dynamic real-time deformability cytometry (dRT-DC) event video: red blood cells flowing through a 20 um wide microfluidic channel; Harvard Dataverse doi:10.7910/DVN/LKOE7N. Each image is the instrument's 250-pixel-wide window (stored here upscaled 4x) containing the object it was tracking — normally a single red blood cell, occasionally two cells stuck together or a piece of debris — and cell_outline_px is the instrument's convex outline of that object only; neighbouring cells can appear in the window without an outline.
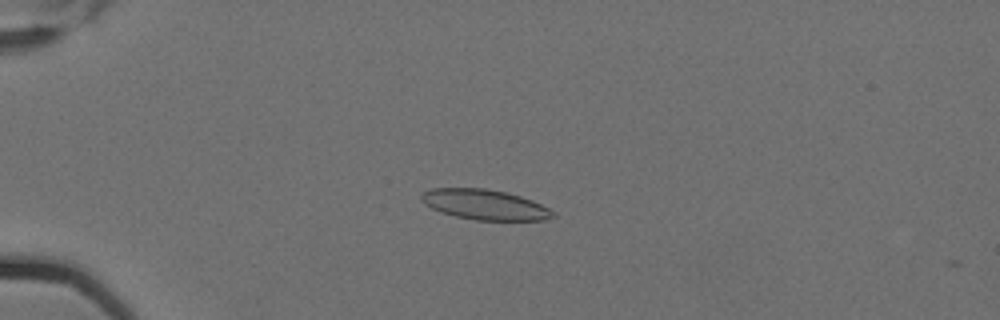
{"species": "Egyptian fruit bat (a non-hibernating species)", "species_latin": "Rousettus aegyptiacus", "temperature_condition": "cold", "stored_images_in_passage": 6, "camera_frame_rate_fps": 3000, "um_per_image_px": 0.085, "animal": {"sex": "female"}, "frame": {"image": 1, "passage_image": 5, "time_ms": 1.333, "image_size_px": [1000, 320], "cell_outline_px": [[556, 216], [544, 220], [476, 220], [456, 216], [440, 212], [424, 204], [420, 196], [424, 192], [432, 188], [484, 188], [504, 192], [520, 196], [532, 200], [556, 212]], "centroid_in_image_um": [41.21, 17.39], "position_along_channel_um": 43.8, "area_um2": 23.06}}